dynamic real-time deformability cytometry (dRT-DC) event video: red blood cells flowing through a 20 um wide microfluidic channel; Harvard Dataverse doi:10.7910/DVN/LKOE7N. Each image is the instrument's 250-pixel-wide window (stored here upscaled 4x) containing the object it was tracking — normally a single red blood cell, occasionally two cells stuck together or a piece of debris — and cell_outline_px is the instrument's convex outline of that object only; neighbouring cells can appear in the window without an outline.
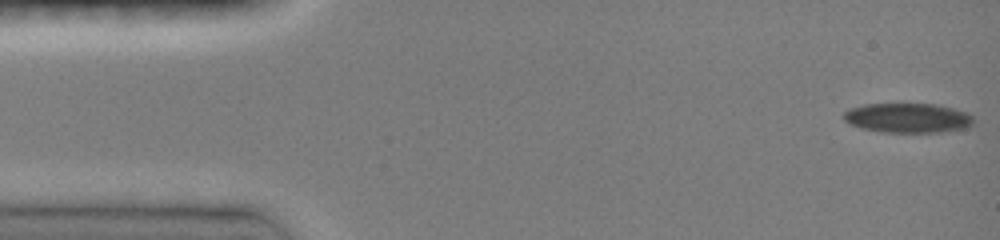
{"species": "common noctule bat (a hibernating species)", "species_latin": "Nyctalus noctula", "temperature_condition": "room temperature", "stored_images_in_passage": 90, "camera_frame_rate_fps": 3000, "um_per_image_px": 0.085, "animal": {"sex": "female", "body_mass_g": 19.0, "forearm_length_mm": 51.5}, "frame": {"image": 1, "passage_image": 1, "time_ms": 0.0, "image_size_px": [1000, 240], "cell_outline_px": [[972, 124], [964, 128], [940, 132], [884, 132], [860, 128], [848, 124], [844, 120], [844, 112], [848, 108], [864, 104], [936, 104], [968, 112], [972, 116]], "centroid_in_image_um": [77.11, 10.02], "position_along_channel_um": 7.9, "area_um2": 22.43}}
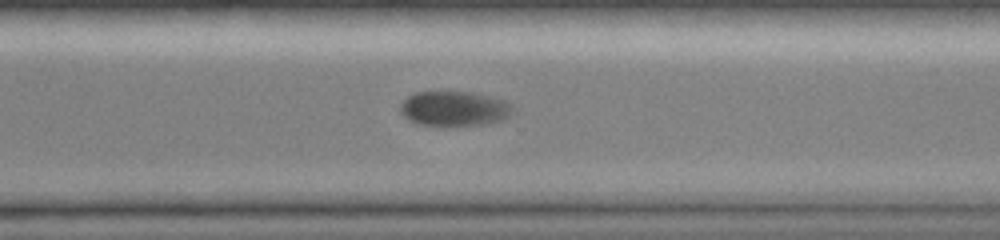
{"frame": {"image": 2, "passage_image": 63, "time_ms": 11.0, "image_size_px": [1000, 240], "cell_outline_px": [[516, 112], [512, 116], [500, 120], [484, 124], [420, 124], [408, 120], [400, 112], [400, 104], [408, 96], [416, 92], [472, 92], [504, 100], [512, 104]], "centroid_in_image_um": [38.65, 9.21], "position_along_channel_um": 331.9, "area_um2": 22.6}}
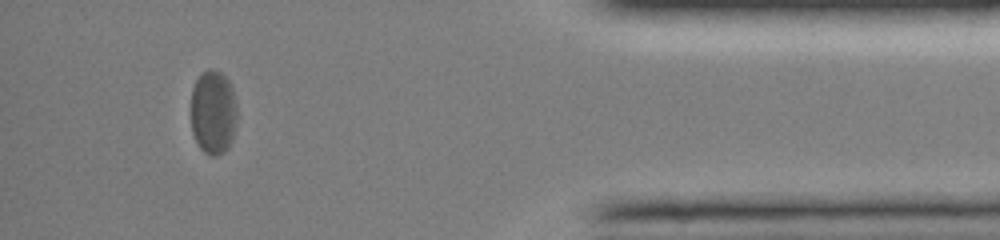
{"frame": {"image": 3, "passage_image": 81, "time_ms": 14.0, "image_size_px": [1000, 240], "cell_outline_px": [[236, 128], [232, 140], [228, 148], [224, 152], [216, 156], [208, 156], [200, 148], [192, 132], [192, 88], [200, 72], [208, 68], [212, 68], [220, 72], [228, 80], [232, 88], [236, 100]], "centroid_in_image_um": [18.13, 9.54], "position_along_channel_um": 417.1, "area_um2": 22.95}}